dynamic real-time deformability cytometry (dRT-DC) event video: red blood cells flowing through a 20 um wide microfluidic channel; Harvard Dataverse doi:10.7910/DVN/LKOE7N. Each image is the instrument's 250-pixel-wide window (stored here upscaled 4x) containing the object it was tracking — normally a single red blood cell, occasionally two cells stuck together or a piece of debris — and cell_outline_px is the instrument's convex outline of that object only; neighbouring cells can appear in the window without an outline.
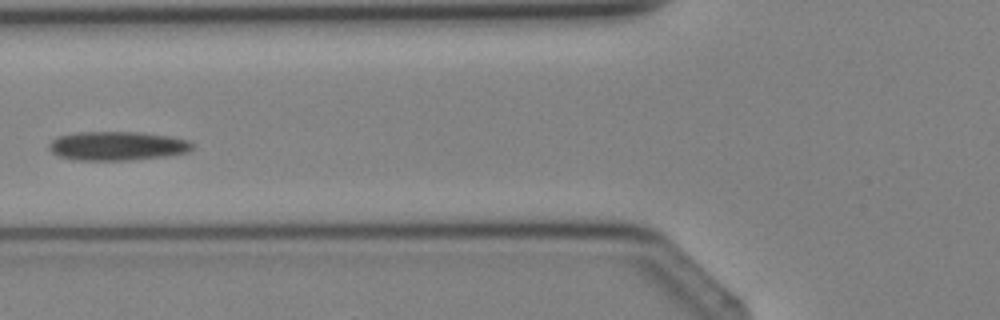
{"species": "Egyptian fruit bat (a non-hibernating species)", "species_latin": "Rousettus aegyptiacus", "temperature_condition": "cold", "stored_images_in_passage": 5, "camera_frame_rate_fps": 3000, "um_per_image_px": 0.085, "animal": {"sex": "female"}, "frame": {"image": 1, "passage_image": 5, "time_ms": 4.667, "image_size_px": [1000, 320], "cell_outline_px": [[192, 148], [188, 152], [168, 156], [128, 160], [80, 160], [56, 156], [48, 148], [48, 144], [56, 136], [76, 132], [140, 132], [168, 136], [188, 140], [192, 144]], "centroid_in_image_um": [9.92, 12.4], "position_along_channel_um": 115.9, "area_um2": 24.28}}